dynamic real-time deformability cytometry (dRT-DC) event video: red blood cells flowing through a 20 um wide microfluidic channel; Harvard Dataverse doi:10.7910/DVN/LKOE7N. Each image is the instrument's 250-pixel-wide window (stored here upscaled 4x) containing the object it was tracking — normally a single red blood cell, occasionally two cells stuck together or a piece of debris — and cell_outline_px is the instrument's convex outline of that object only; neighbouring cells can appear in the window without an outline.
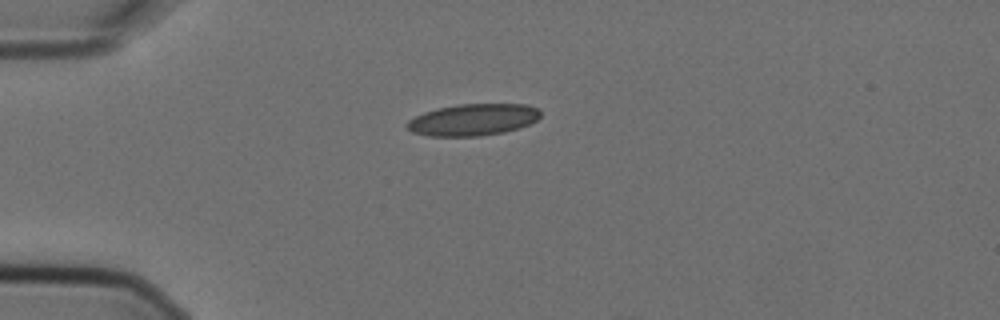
{"species": "Egyptian fruit bat (a non-hibernating species)", "species_latin": "Rousettus aegyptiacus", "temperature_condition": "cold", "stored_images_in_passage": 2, "camera_frame_rate_fps": 3000, "um_per_image_px": 0.085, "animal": {"sex": "female"}, "frame": {"image": 1, "passage_image": 1, "time_ms": 0.0, "image_size_px": [1000, 320], "cell_outline_px": [[540, 116], [536, 120], [528, 124], [504, 132], [480, 136], [428, 136], [412, 132], [404, 124], [408, 120], [424, 112], [436, 108], [456, 104], [528, 104], [540, 108]], "centroid_in_image_um": [40.19, 10.16], "position_along_channel_um": 44.8, "area_um2": 24.8}}